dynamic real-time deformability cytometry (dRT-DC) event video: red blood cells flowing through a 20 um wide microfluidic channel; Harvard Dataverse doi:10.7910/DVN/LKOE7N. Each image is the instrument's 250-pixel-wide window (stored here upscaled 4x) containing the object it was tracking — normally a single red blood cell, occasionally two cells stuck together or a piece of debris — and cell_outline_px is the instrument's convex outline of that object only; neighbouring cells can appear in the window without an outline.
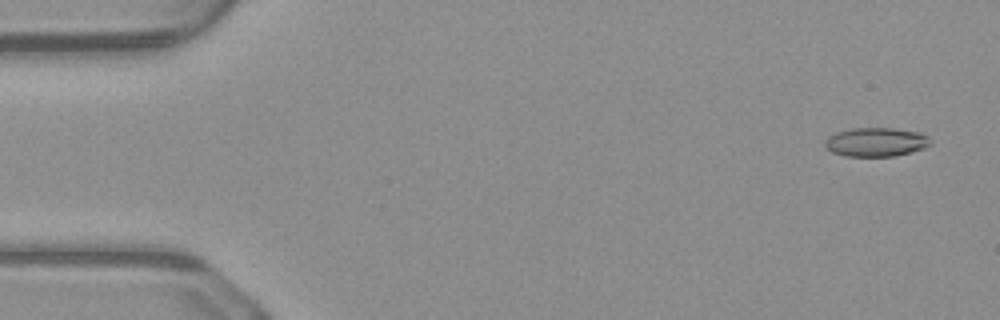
{"species": "common noctule bat (a hibernating species)", "species_latin": "Nyctalus noctula", "temperature_condition": "warm", "stored_images_in_passage": 51, "camera_frame_rate_fps": 3000, "um_per_image_px": 0.085, "animal": {"sex": "male", "body_mass_g": 23.1, "forearm_length_mm": 52.7}, "frame": {"image": 1, "passage_image": 3, "time_ms": 0.667, "image_size_px": [1000, 320], "cell_outline_px": [[932, 144], [924, 148], [896, 156], [844, 156], [832, 152], [824, 144], [824, 140], [828, 136], [836, 132], [852, 128], [892, 128], [920, 132], [928, 136], [932, 140]], "centroid_in_image_um": [74.47, 12.07], "position_along_channel_um": 10.5, "area_um2": 17.92}}
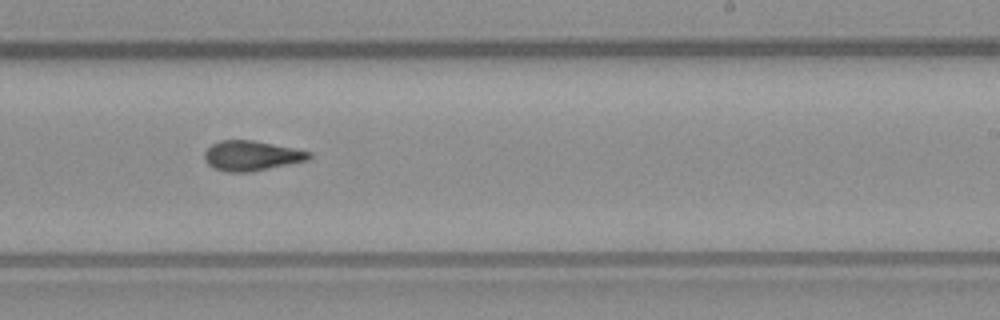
{"frame": {"image": 2, "passage_image": 31, "time_ms": 10.0, "image_size_px": [1000, 320], "cell_outline_px": [[312, 156], [308, 160], [252, 172], [228, 172], [212, 168], [204, 160], [204, 152], [212, 144], [220, 140], [252, 140], [312, 152]], "centroid_in_image_um": [21.35, 13.24], "position_along_channel_um": 267.6, "area_um2": 18.26}}
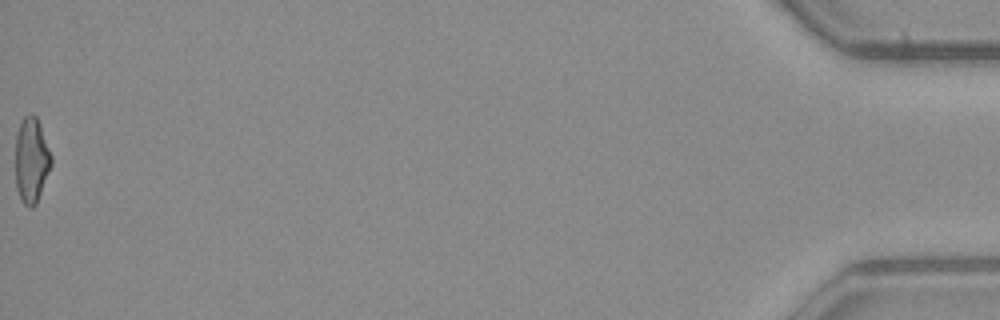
{"frame": {"image": 3, "passage_image": 51, "time_ms": 16.667, "image_size_px": [1000, 320], "cell_outline_px": [[52, 164], [36, 204], [32, 208], [28, 208], [24, 204], [16, 188], [16, 136], [20, 124], [24, 116], [28, 112], [32, 112], [36, 116], [52, 156]], "centroid_in_image_um": [2.67, 13.61], "position_along_channel_um": 432.5, "area_um2": 17.74}, "authors_computed_cell_mechanics": {"area_um2": 17.9758, "velocity_mm_per_s": 4.1377, "shape_relaxation_time_tau1_ms": null, "shape_relaxation_time_tau2_ms": 2.2855, "deformation_change_tau1": null, "deformation_change_tau2": 0.105}}